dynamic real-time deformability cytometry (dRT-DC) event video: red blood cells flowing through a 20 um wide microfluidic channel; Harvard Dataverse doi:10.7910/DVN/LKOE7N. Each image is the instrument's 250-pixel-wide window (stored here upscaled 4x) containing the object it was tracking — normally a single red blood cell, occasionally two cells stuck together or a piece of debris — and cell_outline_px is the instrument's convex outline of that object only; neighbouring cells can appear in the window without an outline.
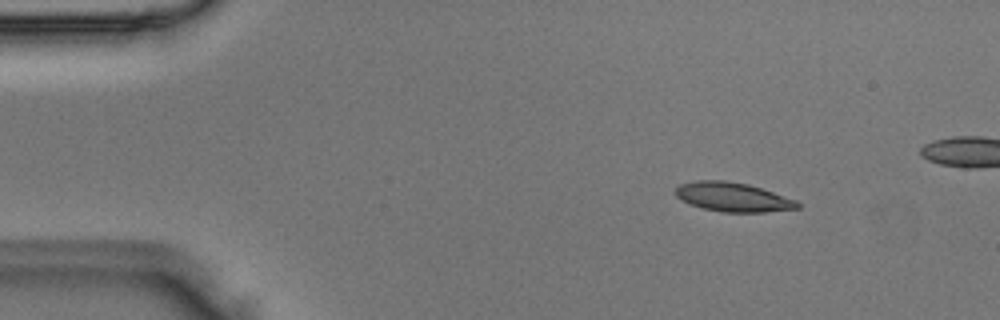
{"species": "Egyptian fruit bat (a non-hibernating species)", "species_latin": "Rousettus aegyptiacus", "temperature_condition": "room temperature", "stored_images_in_passage": 5, "camera_frame_rate_fps": 3000, "um_per_image_px": 0.085, "animal": {"sex": "male"}, "frame": {"image": 1, "passage_image": 2, "time_ms": 0.333, "image_size_px": [1000, 320], "cell_outline_px": [[800, 208], [764, 212], [724, 212], [704, 208], [692, 204], [676, 196], [676, 188], [680, 184], [696, 180], [724, 180], [748, 184], [796, 200], [800, 204]], "centroid_in_image_um": [62.31, 16.74], "position_along_channel_um": 22.7, "area_um2": 20.4}}